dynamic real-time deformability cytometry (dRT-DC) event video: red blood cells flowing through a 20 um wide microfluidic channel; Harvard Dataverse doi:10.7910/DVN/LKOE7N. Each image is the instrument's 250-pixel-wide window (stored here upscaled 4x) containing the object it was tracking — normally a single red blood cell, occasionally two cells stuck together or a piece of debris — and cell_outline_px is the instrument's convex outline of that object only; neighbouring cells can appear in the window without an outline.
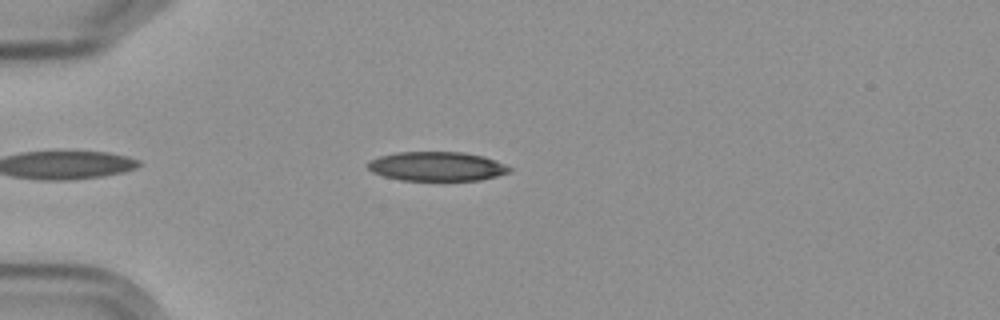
{"species": "Egyptian fruit bat (a non-hibernating species)", "species_latin": "Rousettus aegyptiacus", "temperature_condition": "cold", "stored_images_in_passage": 4, "camera_frame_rate_fps": 3000, "um_per_image_px": 0.085, "frame": {"image": 1, "passage_image": 2, "time_ms": 1.333, "image_size_px": [1000, 320], "cell_outline_px": [[512, 172], [480, 180], [400, 180], [384, 176], [372, 172], [368, 168], [368, 160], [380, 156], [396, 152], [464, 152], [484, 156], [504, 164], [512, 168]], "centroid_in_image_um": [37.14, 14.14], "position_along_channel_um": 47.9, "area_um2": 24.16}}
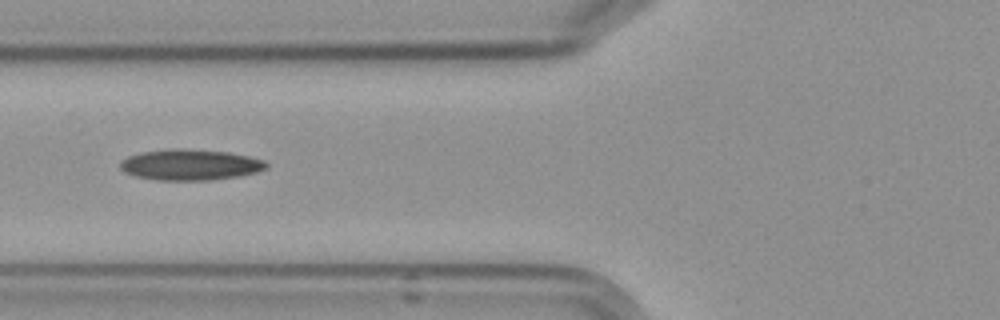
{"frame": {"image": 2, "passage_image": 4, "time_ms": 3.667, "image_size_px": [1000, 320], "cell_outline_px": [[268, 168], [256, 172], [240, 176], [212, 180], [156, 180], [136, 176], [124, 172], [120, 168], [120, 160], [128, 156], [140, 152], [176, 148], [184, 148], [228, 152], [248, 156], [264, 160], [268, 164]], "centroid_in_image_um": [16.16, 14.0], "position_along_channel_um": 109.6, "area_um2": 26.47}}